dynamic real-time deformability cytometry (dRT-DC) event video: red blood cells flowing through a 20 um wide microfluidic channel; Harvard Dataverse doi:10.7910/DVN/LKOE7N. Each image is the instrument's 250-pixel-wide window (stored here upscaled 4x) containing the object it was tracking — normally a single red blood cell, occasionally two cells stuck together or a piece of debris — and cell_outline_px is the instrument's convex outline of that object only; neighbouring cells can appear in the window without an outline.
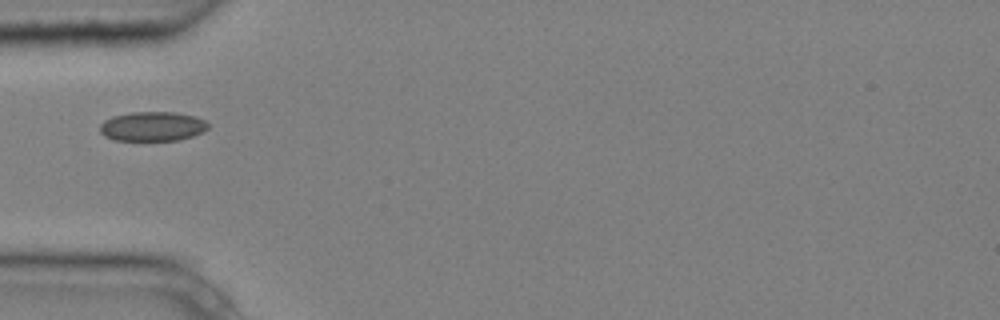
{"species": "common noctule bat (a hibernating species)", "species_latin": "Nyctalus noctula", "temperature_condition": "cold", "stored_images_in_passage": 2, "camera_frame_rate_fps": 3000, "um_per_image_px": 0.085, "animal": {"sex": "male", "body_mass_g": 20.4}, "frame": {"image": 1, "passage_image": 1, "time_ms": 0.0, "image_size_px": [1000, 320], "cell_outline_px": [[208, 128], [204, 132], [180, 140], [116, 140], [104, 136], [100, 132], [100, 124], [104, 120], [112, 116], [132, 112], [176, 112], [196, 116], [204, 120], [208, 124]], "centroid_in_image_um": [12.97, 10.74], "position_along_channel_um": 72.0, "area_um2": 18.67}}